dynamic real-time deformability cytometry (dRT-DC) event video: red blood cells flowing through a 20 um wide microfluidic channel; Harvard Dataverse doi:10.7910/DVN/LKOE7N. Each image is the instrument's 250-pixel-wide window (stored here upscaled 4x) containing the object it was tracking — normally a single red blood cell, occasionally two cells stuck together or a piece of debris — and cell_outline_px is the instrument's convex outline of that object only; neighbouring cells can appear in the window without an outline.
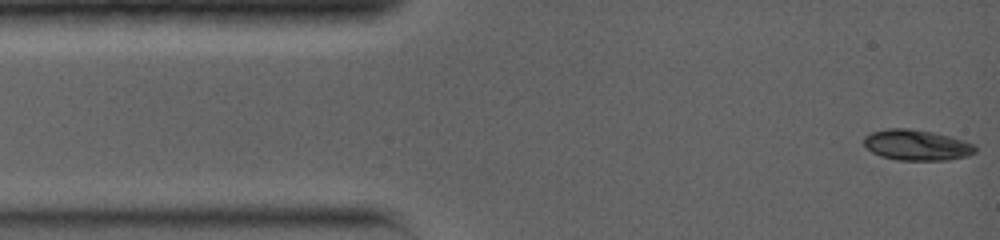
{"species": "common noctule bat (a hibernating species)", "species_latin": "Nyctalus noctula", "temperature_condition": "warm", "stored_images_in_passage": 31, "camera_frame_rate_fps": 5000, "um_per_image_px": 0.085, "animal": {"sex": "female", "body_mass_g": 19.0, "forearm_length_mm": 56.7}, "frame": {"image": 1, "passage_image": 1, "time_ms": 0.0, "image_size_px": [1000, 240], "cell_outline_px": [[976, 152], [968, 156], [944, 160], [896, 160], [880, 156], [872, 152], [864, 144], [864, 136], [872, 132], [888, 128], [912, 128], [932, 132], [948, 136], [972, 144], [976, 148]], "centroid_in_image_um": [77.88, 12.33], "position_along_channel_um": 7.1, "area_um2": 19.77}}
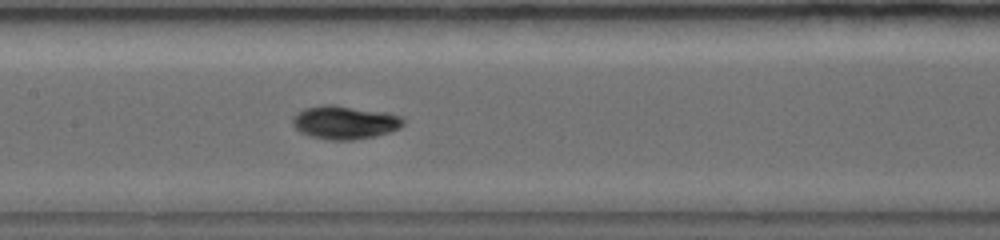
{"frame": {"image": 2, "passage_image": 14, "time_ms": 6.2, "image_size_px": [1000, 240], "cell_outline_px": [[404, 124], [400, 128], [376, 136], [352, 140], [328, 140], [312, 136], [300, 132], [292, 124], [292, 116], [296, 112], [304, 108], [320, 104], [336, 104], [384, 112], [400, 116], [404, 120]], "centroid_in_image_um": [29.26, 10.39], "position_along_channel_um": 178.1, "area_um2": 21.73}}
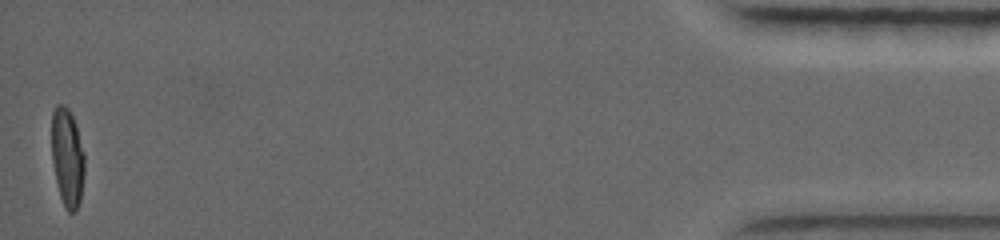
{"frame": {"image": 3, "passage_image": 31, "time_ms": 15.8, "image_size_px": [1000, 240], "cell_outline_px": [[84, 176], [80, 200], [76, 212], [68, 212], [64, 208], [60, 196], [56, 180], [52, 160], [52, 112], [56, 104], [64, 104], [68, 108], [76, 124], [84, 152]], "centroid_in_image_um": [5.73, 13.39], "position_along_channel_um": 429.5, "area_um2": 19.02}, "authors_computed_cell_mechanics": {"area_um2": 19.652, "velocity_mm_per_s": 3.9653, "shape_relaxation_time_tau1_ms": 3.4561, "shape_relaxation_time_tau2_ms": 1.4899, "deformation_change_tau1": 0.2131, "deformation_change_tau2": 0.0223}}